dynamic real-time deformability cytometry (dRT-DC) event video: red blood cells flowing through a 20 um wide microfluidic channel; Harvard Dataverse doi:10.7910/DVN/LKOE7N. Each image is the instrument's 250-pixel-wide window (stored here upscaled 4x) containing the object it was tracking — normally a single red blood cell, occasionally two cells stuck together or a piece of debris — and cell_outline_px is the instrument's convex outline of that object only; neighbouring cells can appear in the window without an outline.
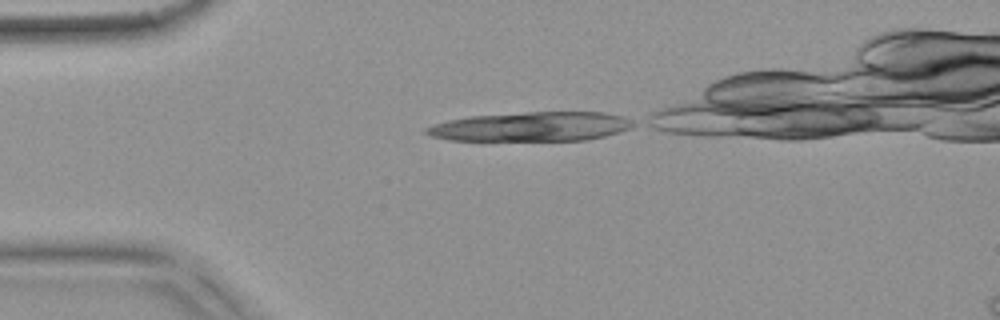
{"species": "common noctule bat (a hibernating species)", "species_latin": "Nyctalus noctula", "temperature_condition": "warm", "stored_images_in_passage": 10, "camera_frame_rate_fps": 3000, "um_per_image_px": 0.085, "animal": {"sex": "female", "body_mass_g": 18.4}, "frame": {"image": 1, "passage_image": 1, "time_ms": 0.0, "image_size_px": [1000, 320], "cell_outline_px": [[636, 124], [628, 128], [604, 136], [584, 140], [452, 140], [432, 136], [424, 132], [424, 128], [448, 120], [468, 116], [528, 112], [600, 112], [620, 116]], "centroid_in_image_um": [45.1, 10.76], "position_along_channel_um": 39.9, "area_um2": 34.74}}